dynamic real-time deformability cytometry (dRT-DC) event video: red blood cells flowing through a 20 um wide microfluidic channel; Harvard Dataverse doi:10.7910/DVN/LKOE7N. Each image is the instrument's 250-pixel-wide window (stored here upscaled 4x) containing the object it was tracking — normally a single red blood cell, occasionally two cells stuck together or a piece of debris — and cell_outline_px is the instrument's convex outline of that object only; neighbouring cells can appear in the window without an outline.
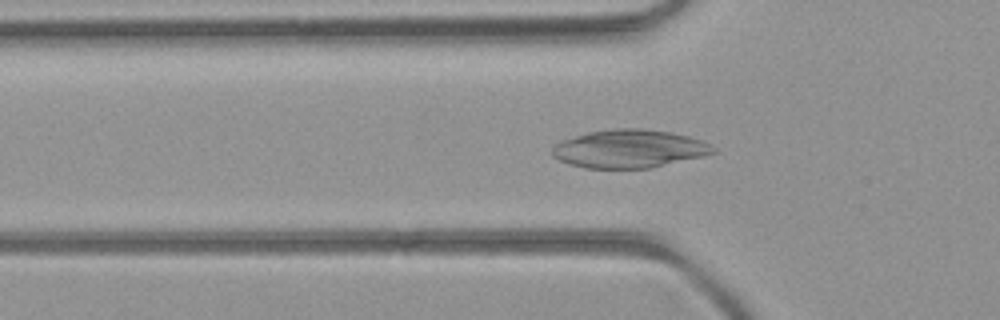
{"species": "common noctule bat (a hibernating species)", "species_latin": "Nyctalus noctula", "temperature_condition": "room temperature", "stored_images_in_passage": 46, "camera_frame_rate_fps": 3000, "um_per_image_px": 0.085, "animal": {"sex": "female", "body_mass_g": 21.9}, "frame": {"image": 1, "passage_image": 16, "time_ms": 5.0, "image_size_px": [1000, 320], "cell_outline_px": [[716, 152], [704, 156], [648, 168], [584, 168], [568, 164], [552, 156], [552, 144], [560, 140], [588, 132], [616, 128], [640, 128], [668, 132], [688, 136], [700, 140], [716, 148]], "centroid_in_image_um": [53.43, 12.64], "position_along_channel_um": 72.4, "area_um2": 35.78}}
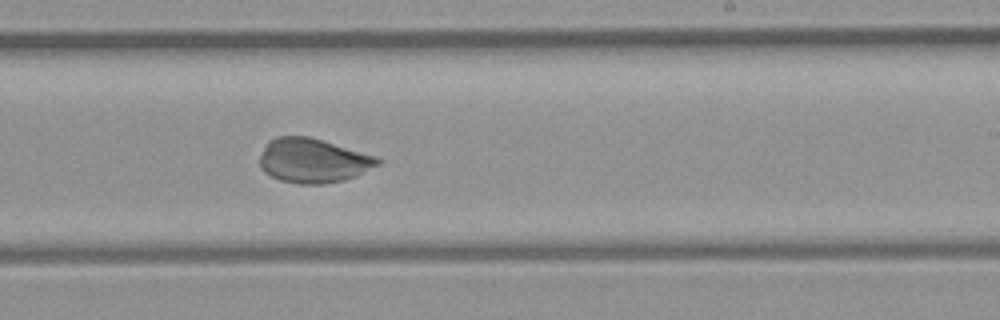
{"frame": {"image": 2, "passage_image": 30, "time_ms": 9.667, "image_size_px": [1000, 320], "cell_outline_px": [[384, 160], [380, 164], [356, 176], [344, 180], [324, 184], [300, 184], [280, 180], [264, 172], [260, 168], [260, 156], [268, 140], [276, 136], [308, 136], [376, 156]], "centroid_in_image_um": [26.61, 13.65], "position_along_channel_um": 262.4, "area_um2": 30.52}}
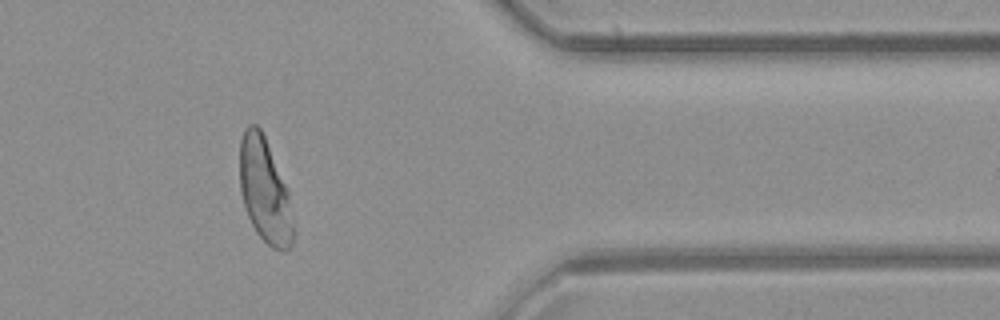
{"frame": {"image": 3, "passage_image": 41, "time_ms": 13.333, "image_size_px": [1000, 320], "cell_outline_px": [[292, 244], [284, 252], [272, 248], [256, 232], [248, 216], [240, 192], [240, 140], [244, 128], [248, 124], [256, 124], [260, 128], [264, 136], [288, 188], [292, 224]], "centroid_in_image_um": [22.48, 16.17], "position_along_channel_um": 388.9, "area_um2": 32.31}}